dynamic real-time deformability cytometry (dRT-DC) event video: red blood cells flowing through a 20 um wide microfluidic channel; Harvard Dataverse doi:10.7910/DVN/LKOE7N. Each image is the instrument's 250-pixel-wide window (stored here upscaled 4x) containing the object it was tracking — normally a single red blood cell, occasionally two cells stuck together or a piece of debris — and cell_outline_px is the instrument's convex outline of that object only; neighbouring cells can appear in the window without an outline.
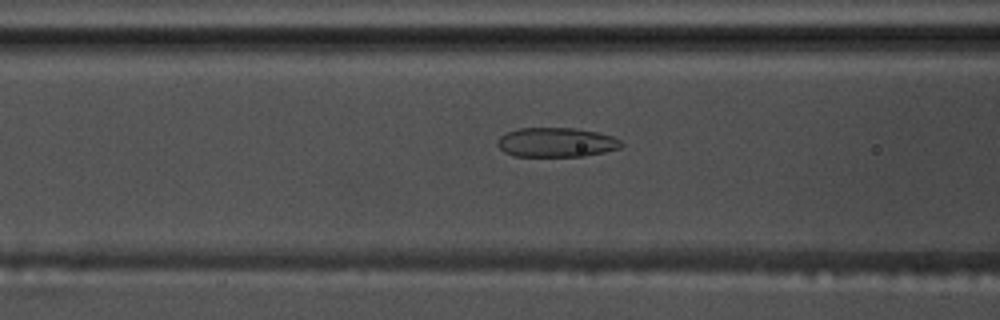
{"species": "common noctule bat (a hibernating species)", "species_latin": "Nyctalus noctula", "temperature_condition": "warm", "stored_images_in_passage": 56, "camera_frame_rate_fps": 3000, "um_per_image_px": 0.085, "animal": {"sex": "male", "body_mass_g": 17.5, "forearm_length_mm": 52.3}, "frame": {"image": 1, "passage_image": 23, "time_ms": 7.333, "image_size_px": [1000, 320], "cell_outline_px": [[624, 144], [620, 148], [604, 152], [584, 156], [512, 156], [504, 152], [496, 144], [496, 140], [500, 136], [508, 132], [520, 128], [576, 128], [596, 132], [612, 136], [620, 140]], "centroid_in_image_um": [47.27, 12.1], "position_along_channel_um": 119.3, "area_um2": 21.27}}
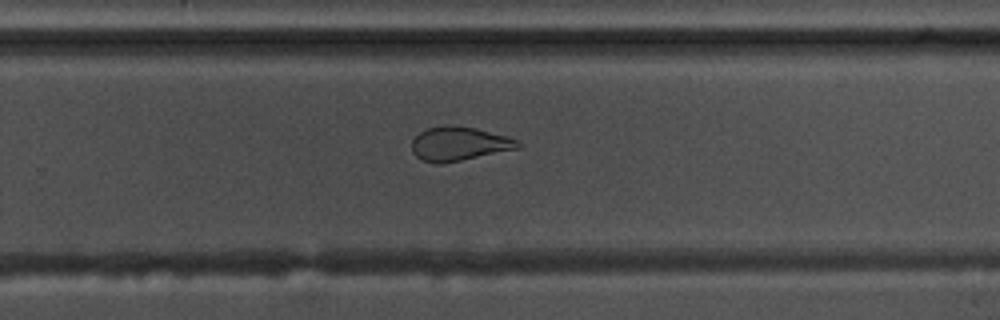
{"frame": {"image": 2, "passage_image": 37, "time_ms": 12.0, "image_size_px": [1000, 320], "cell_outline_px": [[520, 148], [460, 160], [420, 160], [412, 152], [412, 140], [420, 132], [428, 128], [476, 128], [508, 136], [516, 140], [520, 144]], "centroid_in_image_um": [39.07, 12.22], "position_along_channel_um": 290.7, "area_um2": 19.65}}
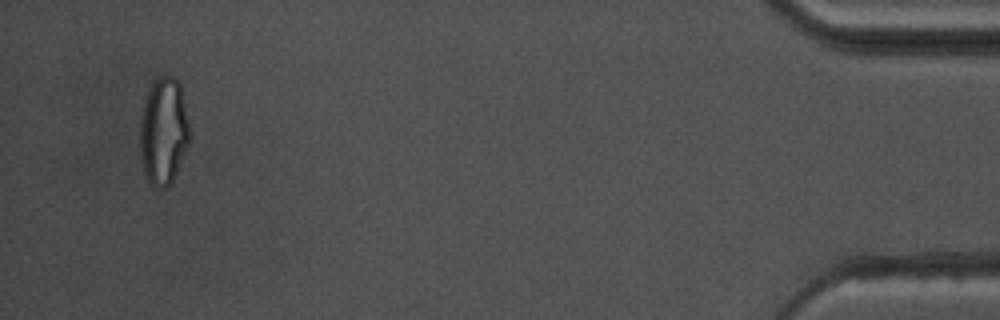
{"frame": {"image": 3, "passage_image": 54, "time_ms": 17.667, "image_size_px": [1000, 320], "cell_outline_px": [[192, 140], [172, 180], [164, 188], [152, 188], [144, 176], [140, 156], [140, 120], [144, 100], [148, 88], [160, 76], [172, 76], [180, 84], [192, 132]], "centroid_in_image_um": [13.91, 11.18], "position_along_channel_um": 421.3, "area_um2": 31.79}, "authors_computed_cell_mechanics": {"area_um2": 24.276, "velocity_mm_per_s": 3.6803, "shape_relaxation_time_tau1_ms": 9.6498, "shape_relaxation_time_tau2_ms": 2.0328, "deformation_change_tau1": 0.2118, "deformation_change_tau2": 0.0936}}